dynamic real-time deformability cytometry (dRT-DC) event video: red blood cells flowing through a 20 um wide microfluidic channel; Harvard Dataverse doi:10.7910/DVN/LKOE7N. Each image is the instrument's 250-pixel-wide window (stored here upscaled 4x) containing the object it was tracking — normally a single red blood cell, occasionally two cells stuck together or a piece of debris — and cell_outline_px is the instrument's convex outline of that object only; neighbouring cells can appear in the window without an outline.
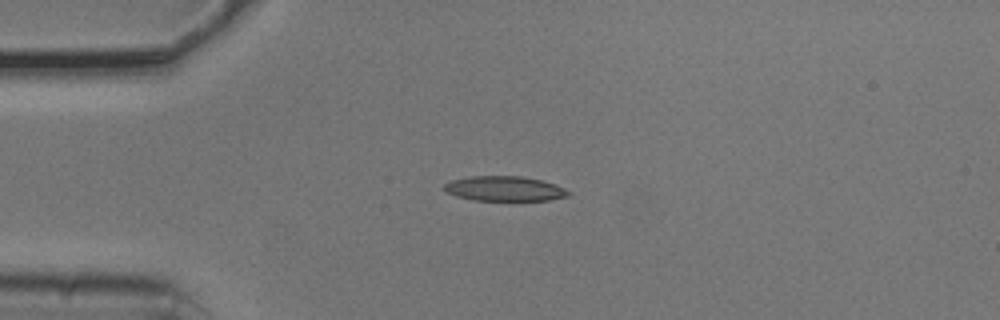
{"species": "common noctule bat (a hibernating species)", "species_latin": "Nyctalus noctula", "temperature_condition": "cold", "stored_images_in_passage": 2, "camera_frame_rate_fps": 3000, "um_per_image_px": 0.085, "animal": {"sex": "male", "body_mass_g": 20.5, "forearm_length_mm": 52.5}, "frame": {"image": 1, "passage_image": 2, "time_ms": 0.333, "image_size_px": [1000, 320], "cell_outline_px": [[572, 192], [568, 196], [548, 200], [476, 200], [456, 196], [448, 192], [444, 188], [444, 184], [452, 180], [472, 176], [520, 176], [540, 180], [556, 184]], "centroid_in_image_um": [42.92, 16.03], "position_along_channel_um": 42.1, "area_um2": 17.8}}